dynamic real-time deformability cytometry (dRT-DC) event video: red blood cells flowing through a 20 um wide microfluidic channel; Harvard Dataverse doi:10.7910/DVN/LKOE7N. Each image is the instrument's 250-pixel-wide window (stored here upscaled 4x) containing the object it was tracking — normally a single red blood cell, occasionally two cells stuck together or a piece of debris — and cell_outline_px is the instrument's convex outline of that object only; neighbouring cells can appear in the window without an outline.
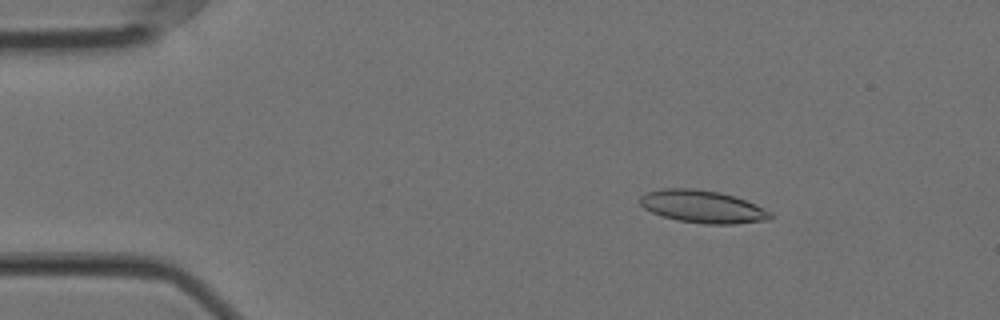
{"species": "Egyptian fruit bat (a non-hibernating species)", "species_latin": "Rousettus aegyptiacus", "temperature_condition": "cold", "stored_images_in_passage": 57, "camera_frame_rate_fps": 3000, "um_per_image_px": 0.085, "animal": {"sex": "female"}, "frame": {"image": 1, "passage_image": 9, "time_ms": 2.667, "image_size_px": [1000, 320], "cell_outline_px": [[776, 216], [768, 220], [736, 224], [704, 224], [676, 220], [652, 212], [644, 208], [640, 204], [640, 196], [648, 192], [660, 188], [692, 188], [720, 192], [756, 204], [772, 212]], "centroid_in_image_um": [59.75, 17.57], "position_along_channel_um": 25.3, "area_um2": 24.85}}
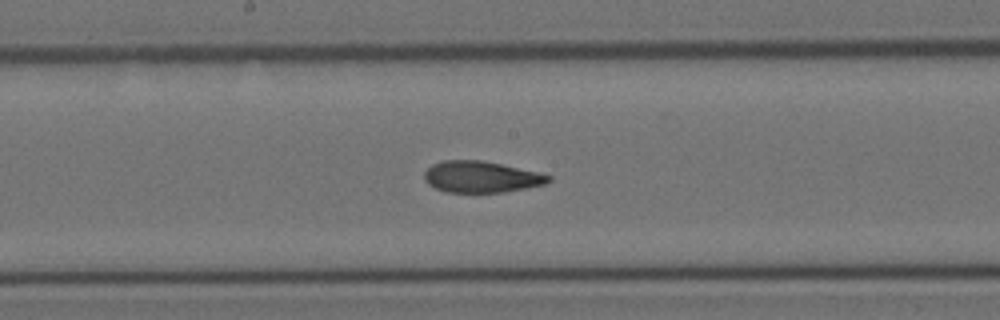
{"frame": {"image": 2, "passage_image": 30, "time_ms": 9.667, "image_size_px": [1000, 320], "cell_outline_px": [[552, 180], [544, 184], [504, 192], [448, 192], [436, 188], [428, 184], [424, 180], [424, 172], [432, 164], [444, 160], [480, 160], [540, 172], [552, 176]], "centroid_in_image_um": [40.9, 15.03], "position_along_channel_um": 207.3, "area_um2": 22.6}}
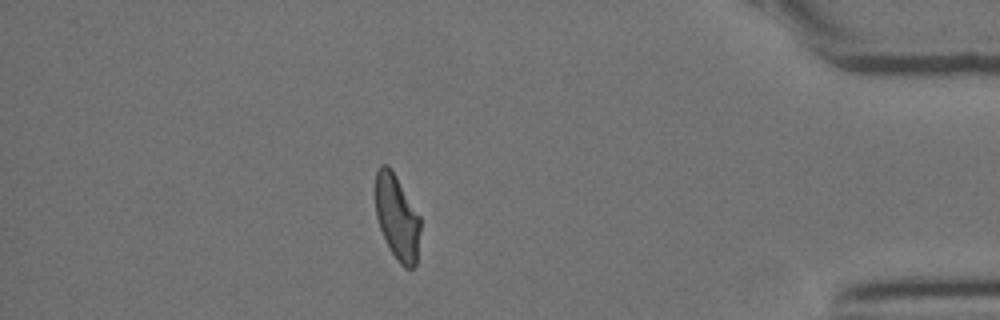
{"frame": {"image": 3, "passage_image": 50, "time_ms": 16.333, "image_size_px": [1000, 320], "cell_outline_px": [[420, 228], [416, 264], [412, 268], [404, 268], [400, 264], [392, 252], [380, 228], [376, 216], [376, 172], [380, 164], [388, 164], [392, 168], [420, 216]], "centroid_in_image_um": [33.75, 18.43], "position_along_channel_um": 401.4, "area_um2": 22.14}, "authors_computed_cell_mechanics": {"area_um2": 23.3512, "velocity_mm_per_s": 3.5432, "shape_relaxation_time_tau1_ms": 8.1542, "shape_relaxation_time_tau2_ms": 2.4659, "deformation_change_tau1": 0.199, "deformation_change_tau2": 0.0875}}